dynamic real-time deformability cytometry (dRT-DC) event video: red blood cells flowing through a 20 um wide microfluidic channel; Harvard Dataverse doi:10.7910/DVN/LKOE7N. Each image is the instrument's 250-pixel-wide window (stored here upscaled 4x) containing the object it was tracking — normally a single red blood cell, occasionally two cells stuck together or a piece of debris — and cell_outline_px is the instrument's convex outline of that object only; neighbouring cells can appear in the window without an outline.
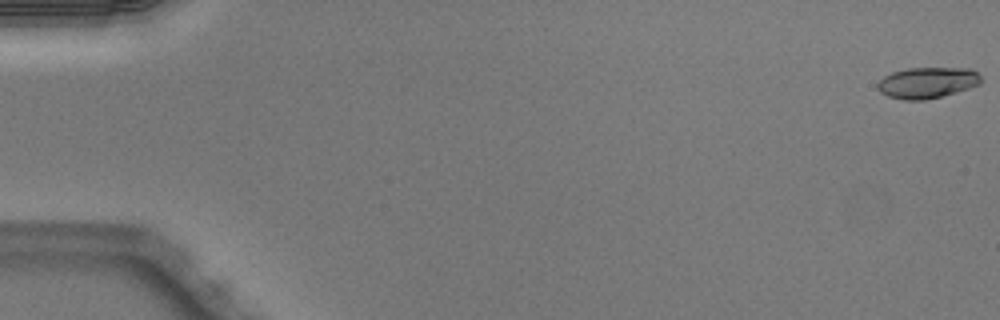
{"species": "Egyptian fruit bat (a non-hibernating species)", "species_latin": "Rousettus aegyptiacus", "temperature_condition": "warm", "stored_images_in_passage": 52, "camera_frame_rate_fps": 3000, "um_per_image_px": 0.085, "animal": {"sex": "male"}, "frame": {"image": 1, "passage_image": 1, "time_ms": 0.0, "image_size_px": [1000, 320], "cell_outline_px": [[980, 84], [956, 92], [924, 100], [904, 100], [888, 96], [880, 92], [876, 88], [876, 84], [884, 76], [892, 72], [908, 68], [972, 68], [980, 76]], "centroid_in_image_um": [78.79, 7.02], "position_along_channel_um": 6.2, "area_um2": 18.67}}
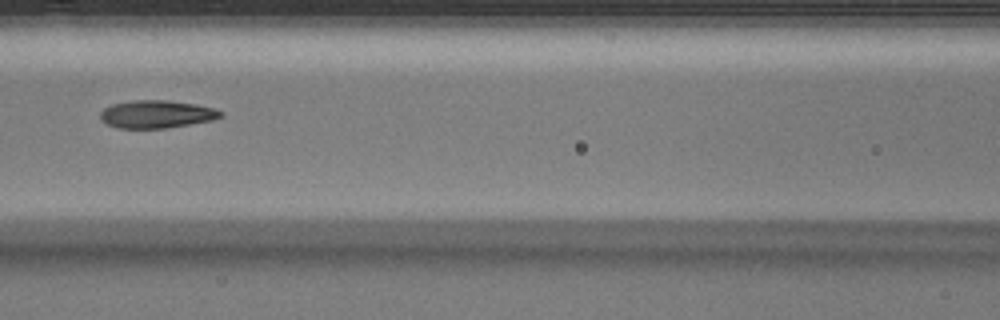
{"frame": {"image": 2, "passage_image": 24, "time_ms": 7.667, "image_size_px": [1000, 320], "cell_outline_px": [[224, 116], [212, 120], [168, 128], [120, 128], [108, 124], [100, 120], [100, 112], [104, 108], [112, 104], [132, 100], [168, 100], [196, 104], [212, 108], [224, 112]], "centroid_in_image_um": [13.31, 9.7], "position_along_channel_um": 153.3, "area_um2": 19.54}}
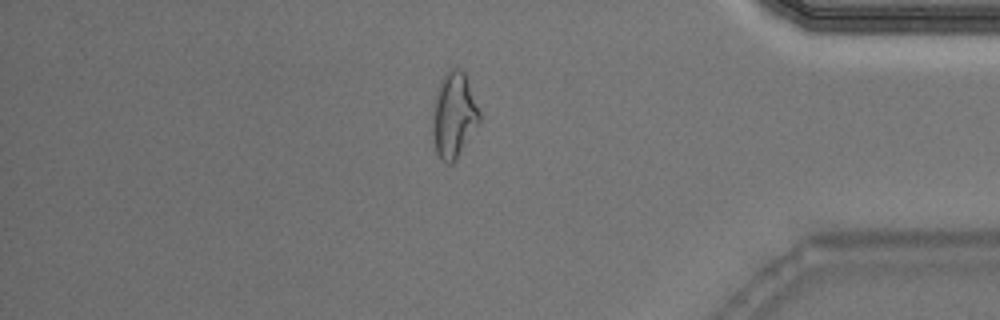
{"frame": {"image": 3, "passage_image": 44, "time_ms": 14.333, "image_size_px": [1000, 320], "cell_outline_px": [[480, 120], [456, 160], [452, 164], [448, 164], [440, 160], [436, 152], [432, 136], [432, 108], [436, 92], [440, 80], [444, 72], [452, 68], [460, 68], [464, 72], [468, 80], [480, 112]], "centroid_in_image_um": [38.54, 9.78], "position_along_channel_um": 396.7, "area_um2": 23.64}}